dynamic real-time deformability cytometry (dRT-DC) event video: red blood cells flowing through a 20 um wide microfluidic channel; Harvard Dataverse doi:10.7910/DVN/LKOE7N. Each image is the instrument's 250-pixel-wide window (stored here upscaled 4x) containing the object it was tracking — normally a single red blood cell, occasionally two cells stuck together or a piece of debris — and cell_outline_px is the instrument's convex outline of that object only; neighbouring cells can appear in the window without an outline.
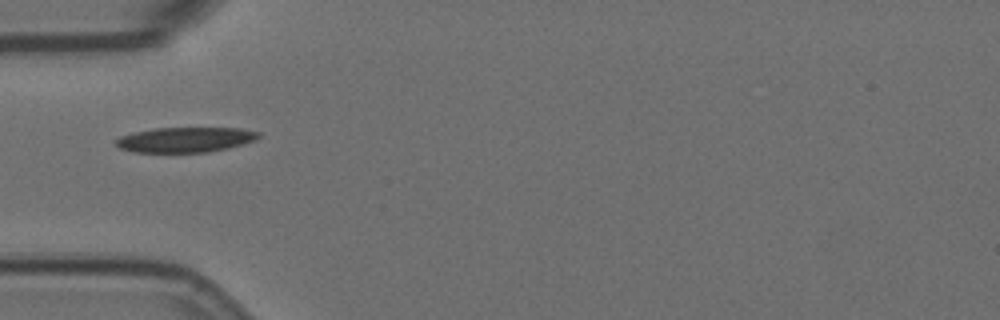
{"species": "Egyptian fruit bat (a non-hibernating species)", "species_latin": "Rousettus aegyptiacus", "temperature_condition": "room temperature", "stored_images_in_passage": 7, "camera_frame_rate_fps": 3000, "um_per_image_px": 0.085, "animal": {"sex": "female"}, "frame": {"image": 1, "passage_image": 7, "time_ms": 2.0, "image_size_px": [1000, 320], "cell_outline_px": [[260, 136], [256, 140], [228, 148], [208, 152], [136, 152], [120, 148], [116, 144], [116, 140], [120, 136], [132, 132], [152, 128], [240, 128], [260, 132]], "centroid_in_image_um": [15.76, 11.86], "position_along_channel_um": 69.2, "area_um2": 20.87}}